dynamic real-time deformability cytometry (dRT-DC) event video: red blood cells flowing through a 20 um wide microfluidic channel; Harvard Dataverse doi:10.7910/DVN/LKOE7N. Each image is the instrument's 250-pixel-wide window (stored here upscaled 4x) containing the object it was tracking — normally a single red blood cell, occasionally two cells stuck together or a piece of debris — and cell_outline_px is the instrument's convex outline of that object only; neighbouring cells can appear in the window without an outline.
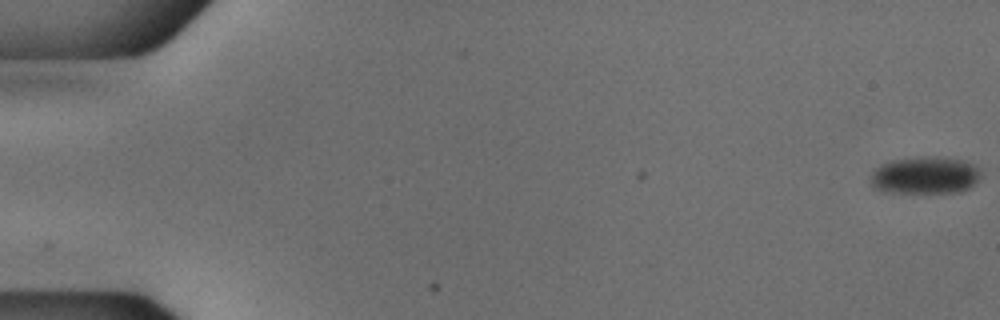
{"species": "common noctule bat (a hibernating species)", "species_latin": "Nyctalus noctula", "temperature_condition": "cold", "stored_images_in_passage": 17, "camera_frame_rate_fps": 3000, "um_per_image_px": 0.085, "animal": {"sex": "male", "body_mass_g": 18.8}, "frame": {"image": 1, "passage_image": 1, "time_ms": 0.0, "image_size_px": [1000, 320], "cell_outline_px": [[980, 176], [968, 188], [960, 192], [884, 192], [872, 188], [868, 176], [876, 168], [892, 160], [920, 156], [936, 156], [964, 160], [980, 168]], "centroid_in_image_um": [78.58, 14.89], "position_along_channel_um": 6.4, "area_um2": 24.1}}
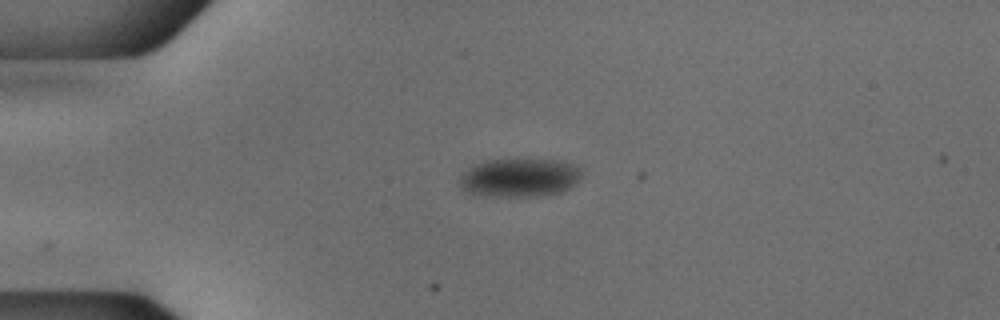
{"frame": {"image": 2, "passage_image": 14, "time_ms": 4.333, "image_size_px": [1000, 320], "cell_outline_px": [[580, 176], [564, 192], [536, 196], [496, 196], [468, 192], [460, 184], [460, 176], [472, 164], [484, 160], [564, 160], [580, 168]], "centroid_in_image_um": [44.15, 15.08], "position_along_channel_um": 40.8, "area_um2": 27.05}}